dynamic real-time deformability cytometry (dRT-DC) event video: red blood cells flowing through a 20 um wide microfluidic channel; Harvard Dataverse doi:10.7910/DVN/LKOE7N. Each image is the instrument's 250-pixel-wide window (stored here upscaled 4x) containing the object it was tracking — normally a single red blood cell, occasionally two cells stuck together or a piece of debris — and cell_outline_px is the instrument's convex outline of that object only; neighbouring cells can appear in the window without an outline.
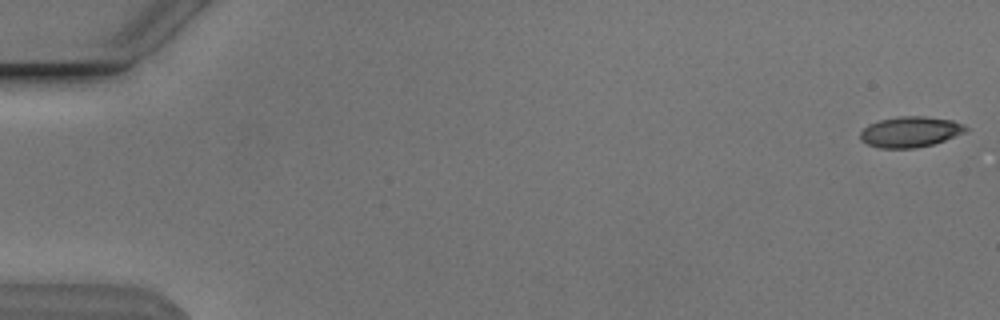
{"species": "Egyptian fruit bat (a non-hibernating species)", "species_latin": "Rousettus aegyptiacus", "temperature_condition": "cold", "stored_images_in_passage": 24, "camera_frame_rate_fps": 3000, "um_per_image_px": 0.085, "animal": {"sex": "male"}, "frame": {"image": 1, "passage_image": 1, "time_ms": 0.0, "image_size_px": [1000, 320], "cell_outline_px": [[968, 128], [964, 132], [944, 140], [932, 144], [916, 148], [880, 148], [868, 144], [860, 140], [860, 132], [868, 124], [880, 120], [900, 116], [924, 116], [952, 120], [964, 124]], "centroid_in_image_um": [77.35, 11.2], "position_along_channel_um": 7.7, "area_um2": 18.73}}
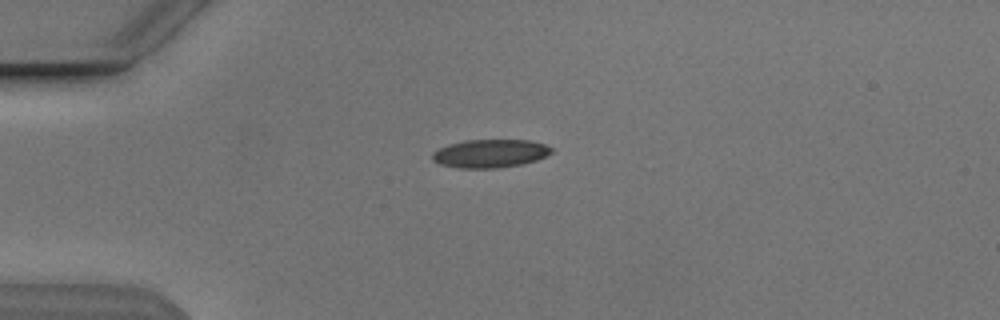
{"frame": {"image": 2, "passage_image": 14, "time_ms": 4.333, "image_size_px": [1000, 320], "cell_outline_px": [[552, 152], [536, 160], [520, 164], [496, 168], [460, 168], [440, 164], [432, 160], [432, 152], [448, 144], [464, 140], [528, 140], [544, 144], [552, 148]], "centroid_in_image_um": [41.62, 13.04], "position_along_channel_um": 43.4, "area_um2": 19.48}}
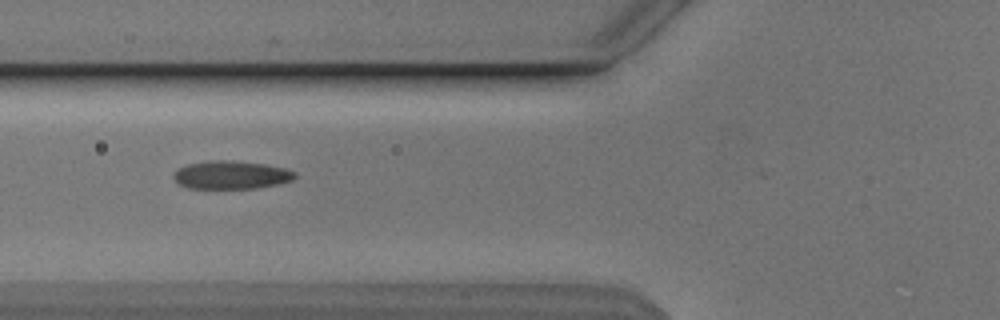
{"frame": {"image": 3, "passage_image": 21, "time_ms": 6.667, "image_size_px": [1000, 320], "cell_outline_px": [[296, 176], [292, 180], [280, 184], [256, 188], [188, 188], [180, 184], [172, 176], [172, 172], [176, 168], [188, 164], [212, 160], [232, 160], [264, 164], [288, 168], [296, 172]], "centroid_in_image_um": [19.66, 14.86], "position_along_channel_um": 106.1, "area_um2": 20.11}}